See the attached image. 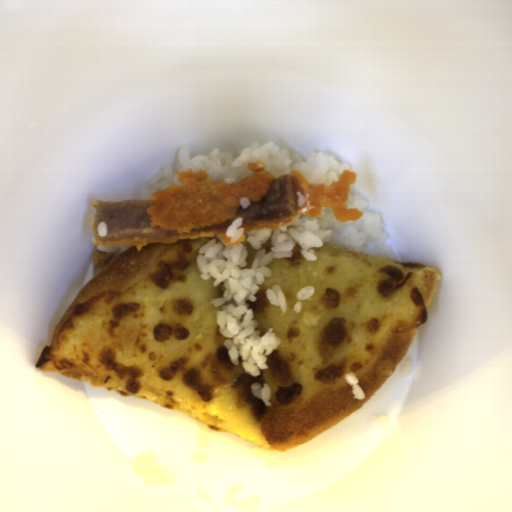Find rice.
<instances>
[{"mask_svg":"<svg viewBox=\"0 0 512 512\" xmlns=\"http://www.w3.org/2000/svg\"><path fill=\"white\" fill-rule=\"evenodd\" d=\"M346 208H357L361 218L347 222H337L332 206L321 207V216L309 217L298 214L293 222L275 229L251 230L238 245H225L222 235L207 241L196 255V265L203 280L215 278L213 286L224 282L226 288L222 297L212 298L214 308L222 306L216 313L219 333L226 338L227 348L233 365L239 364L246 373L257 377L261 370L268 369L267 356L281 341L274 328L261 336L253 309L247 300L256 302L259 286L265 283L272 273L267 265L273 259L291 258L297 245L307 261L317 260L313 248H321L337 233L350 225L344 236L347 250L365 251L368 243H373L377 256L396 260L392 245L386 244L390 235L381 215L367 211L363 195L348 197Z\"/></svg>","mask_w":512,"mask_h":512,"instance_id":"obj_1","label":"rice"},{"mask_svg":"<svg viewBox=\"0 0 512 512\" xmlns=\"http://www.w3.org/2000/svg\"><path fill=\"white\" fill-rule=\"evenodd\" d=\"M262 161L265 169L274 177L290 174V171H300L308 181L327 186L334 180H339L344 170H350L351 165L337 161L329 153L311 152L308 157L289 148L279 149L274 142L263 145L251 143L239 148L237 154L222 151L219 147L211 155L191 156L189 148H181L176 152V159L168 163L150 179L151 196L155 191H162L171 185H182L176 176L180 171L192 169L195 173L205 170L211 181L234 184L241 182L253 172L248 169L250 163Z\"/></svg>","mask_w":512,"mask_h":512,"instance_id":"obj_2","label":"rice"},{"mask_svg":"<svg viewBox=\"0 0 512 512\" xmlns=\"http://www.w3.org/2000/svg\"><path fill=\"white\" fill-rule=\"evenodd\" d=\"M269 304L273 306H280L281 311L286 312L287 303L283 291L280 286L273 285L272 288H268L265 292Z\"/></svg>","mask_w":512,"mask_h":512,"instance_id":"obj_3","label":"rice"},{"mask_svg":"<svg viewBox=\"0 0 512 512\" xmlns=\"http://www.w3.org/2000/svg\"><path fill=\"white\" fill-rule=\"evenodd\" d=\"M251 392L252 394L261 399L265 405L267 407H270L271 406V401H270V398H271V395H272V389L270 387V385H268L267 383H264L263 386H261L260 383H252L251 386Z\"/></svg>","mask_w":512,"mask_h":512,"instance_id":"obj_4","label":"rice"},{"mask_svg":"<svg viewBox=\"0 0 512 512\" xmlns=\"http://www.w3.org/2000/svg\"><path fill=\"white\" fill-rule=\"evenodd\" d=\"M242 224L243 218L238 217L226 229L225 236L229 237L231 242H236L242 238L244 234V227H241Z\"/></svg>","mask_w":512,"mask_h":512,"instance_id":"obj_5","label":"rice"},{"mask_svg":"<svg viewBox=\"0 0 512 512\" xmlns=\"http://www.w3.org/2000/svg\"><path fill=\"white\" fill-rule=\"evenodd\" d=\"M344 379L348 382L349 385L352 386V395L354 398H358L359 400H364L365 398V393L364 391L362 390L360 384L359 383V380L358 378L356 377L355 373H353L352 371L345 374L344 375Z\"/></svg>","mask_w":512,"mask_h":512,"instance_id":"obj_6","label":"rice"},{"mask_svg":"<svg viewBox=\"0 0 512 512\" xmlns=\"http://www.w3.org/2000/svg\"><path fill=\"white\" fill-rule=\"evenodd\" d=\"M315 290H316L315 287L312 286V285L304 287V288H301L296 293V300L302 301V300H305V299H309L311 296L314 295Z\"/></svg>","mask_w":512,"mask_h":512,"instance_id":"obj_7","label":"rice"},{"mask_svg":"<svg viewBox=\"0 0 512 512\" xmlns=\"http://www.w3.org/2000/svg\"><path fill=\"white\" fill-rule=\"evenodd\" d=\"M97 232L100 237L107 236V234H108L107 222H104V221L99 222V224L97 226Z\"/></svg>","mask_w":512,"mask_h":512,"instance_id":"obj_8","label":"rice"},{"mask_svg":"<svg viewBox=\"0 0 512 512\" xmlns=\"http://www.w3.org/2000/svg\"><path fill=\"white\" fill-rule=\"evenodd\" d=\"M239 205H241V208H243V209H246V208L250 207V200H249V198L242 197L240 202H239Z\"/></svg>","mask_w":512,"mask_h":512,"instance_id":"obj_9","label":"rice"},{"mask_svg":"<svg viewBox=\"0 0 512 512\" xmlns=\"http://www.w3.org/2000/svg\"><path fill=\"white\" fill-rule=\"evenodd\" d=\"M296 195L298 197V205L301 207L304 205L305 201H306V197L304 195H302L299 191L296 192Z\"/></svg>","mask_w":512,"mask_h":512,"instance_id":"obj_10","label":"rice"},{"mask_svg":"<svg viewBox=\"0 0 512 512\" xmlns=\"http://www.w3.org/2000/svg\"><path fill=\"white\" fill-rule=\"evenodd\" d=\"M302 309L301 301H296L293 307L294 312L300 313Z\"/></svg>","mask_w":512,"mask_h":512,"instance_id":"obj_11","label":"rice"}]
</instances>
